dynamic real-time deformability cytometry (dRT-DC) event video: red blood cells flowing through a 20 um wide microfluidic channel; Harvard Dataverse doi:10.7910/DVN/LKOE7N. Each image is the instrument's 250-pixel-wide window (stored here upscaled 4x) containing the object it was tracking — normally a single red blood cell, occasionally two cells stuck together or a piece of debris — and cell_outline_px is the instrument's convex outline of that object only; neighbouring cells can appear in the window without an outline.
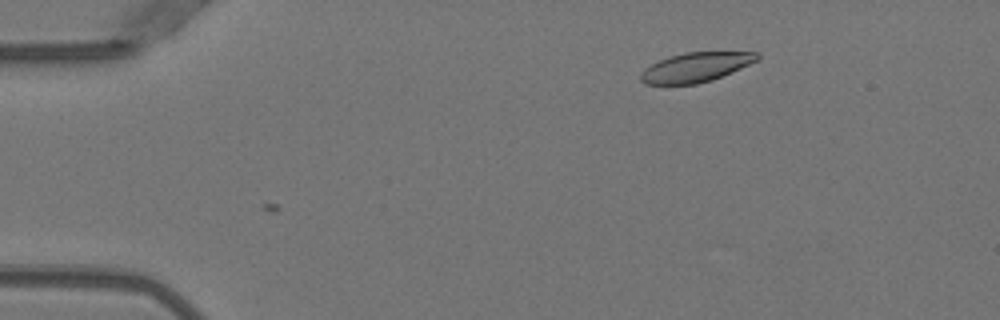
{"species": "Egyptian fruit bat (a non-hibernating species)", "species_latin": "Rousettus aegyptiacus", "temperature_condition": "warm", "stored_images_in_passage": 8, "camera_frame_rate_fps": 3000, "um_per_image_px": 0.085, "animal": {"sex": "female"}, "frame": {"image": 1, "passage_image": 8, "time_ms": 2.333, "image_size_px": [1000, 320], "cell_outline_px": [[760, 56], [756, 60], [740, 68], [712, 80], [696, 84], [644, 84], [640, 80], [640, 72], [644, 68], [668, 56], [684, 52], [756, 52]], "centroid_in_image_um": [59.08, 5.71], "position_along_channel_um": 25.9, "area_um2": 19.83}}